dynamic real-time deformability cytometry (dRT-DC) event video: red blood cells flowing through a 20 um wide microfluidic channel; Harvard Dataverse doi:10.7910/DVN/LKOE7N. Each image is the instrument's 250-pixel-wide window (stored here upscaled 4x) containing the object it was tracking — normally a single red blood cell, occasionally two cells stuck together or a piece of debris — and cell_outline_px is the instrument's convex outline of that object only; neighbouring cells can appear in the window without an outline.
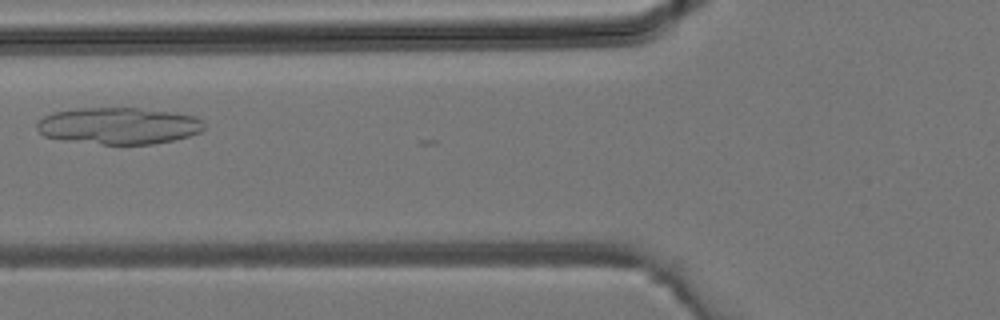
{"species": "common noctule bat (a hibernating species)", "species_latin": "Nyctalus noctula", "temperature_condition": "room temperature", "stored_images_in_passage": 11, "camera_frame_rate_fps": 3000, "um_per_image_px": 0.085, "animal": {"sex": "male", "body_mass_g": 19.2, "forearm_length_mm": 51.8}, "frame": {"image": 1, "passage_image": 10, "time_ms": 3.0, "image_size_px": [1000, 320], "cell_outline_px": [[204, 128], [200, 132], [188, 136], [172, 140], [152, 144], [104, 144], [64, 140], [44, 136], [36, 128], [36, 124], [44, 116], [52, 112], [80, 108], [136, 108], [172, 112], [196, 116], [204, 120]], "centroid_in_image_um": [10.09, 10.69], "position_along_channel_um": 115.7, "area_um2": 35.72}}